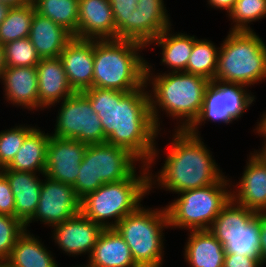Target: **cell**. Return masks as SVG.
<instances>
[{"mask_svg": "<svg viewBox=\"0 0 266 267\" xmlns=\"http://www.w3.org/2000/svg\"><path fill=\"white\" fill-rule=\"evenodd\" d=\"M82 93L101 120L106 143L127 149L153 169L162 155L156 140L165 130L161 133L153 121L146 84L129 93L95 87Z\"/></svg>", "mask_w": 266, "mask_h": 267, "instance_id": "6da1fadb", "label": "cell"}, {"mask_svg": "<svg viewBox=\"0 0 266 267\" xmlns=\"http://www.w3.org/2000/svg\"><path fill=\"white\" fill-rule=\"evenodd\" d=\"M168 132L171 137L163 166L156 174L149 169L150 194L154 188L178 194L215 184L225 176L201 136L187 130Z\"/></svg>", "mask_w": 266, "mask_h": 267, "instance_id": "7a4b0ae2", "label": "cell"}, {"mask_svg": "<svg viewBox=\"0 0 266 267\" xmlns=\"http://www.w3.org/2000/svg\"><path fill=\"white\" fill-rule=\"evenodd\" d=\"M153 65L147 60L145 84L156 127L161 132L164 130L161 119L164 114L176 121L173 130H187L200 114L204 93L211 81L186 72L156 73Z\"/></svg>", "mask_w": 266, "mask_h": 267, "instance_id": "3957f363", "label": "cell"}, {"mask_svg": "<svg viewBox=\"0 0 266 267\" xmlns=\"http://www.w3.org/2000/svg\"><path fill=\"white\" fill-rule=\"evenodd\" d=\"M145 49L143 44L131 40L94 39L92 87L127 93L141 88L147 65L141 52Z\"/></svg>", "mask_w": 266, "mask_h": 267, "instance_id": "277c9868", "label": "cell"}, {"mask_svg": "<svg viewBox=\"0 0 266 267\" xmlns=\"http://www.w3.org/2000/svg\"><path fill=\"white\" fill-rule=\"evenodd\" d=\"M149 175L143 164L130 178L103 184L81 200L80 212L104 229L114 228L149 196Z\"/></svg>", "mask_w": 266, "mask_h": 267, "instance_id": "5b68a950", "label": "cell"}, {"mask_svg": "<svg viewBox=\"0 0 266 267\" xmlns=\"http://www.w3.org/2000/svg\"><path fill=\"white\" fill-rule=\"evenodd\" d=\"M221 42L214 81L252 86L266 80V43L255 31H229Z\"/></svg>", "mask_w": 266, "mask_h": 267, "instance_id": "8992f818", "label": "cell"}, {"mask_svg": "<svg viewBox=\"0 0 266 267\" xmlns=\"http://www.w3.org/2000/svg\"><path fill=\"white\" fill-rule=\"evenodd\" d=\"M114 229L129 246L139 267H163L165 230L169 228L168 212L164 207L142 205L127 214Z\"/></svg>", "mask_w": 266, "mask_h": 267, "instance_id": "52a82bcc", "label": "cell"}, {"mask_svg": "<svg viewBox=\"0 0 266 267\" xmlns=\"http://www.w3.org/2000/svg\"><path fill=\"white\" fill-rule=\"evenodd\" d=\"M165 208L171 230H209L215 218L231 200L230 178L224 176L217 183L177 194ZM175 228V229H174Z\"/></svg>", "mask_w": 266, "mask_h": 267, "instance_id": "ba28073f", "label": "cell"}, {"mask_svg": "<svg viewBox=\"0 0 266 267\" xmlns=\"http://www.w3.org/2000/svg\"><path fill=\"white\" fill-rule=\"evenodd\" d=\"M143 163L127 149L108 143L87 146L76 182L72 185L82 200L105 183L130 178Z\"/></svg>", "mask_w": 266, "mask_h": 267, "instance_id": "9c48e42d", "label": "cell"}, {"mask_svg": "<svg viewBox=\"0 0 266 267\" xmlns=\"http://www.w3.org/2000/svg\"><path fill=\"white\" fill-rule=\"evenodd\" d=\"M248 88L238 83L210 82L204 93L200 114L187 131L201 136L199 129L208 122L230 125L242 119L243 113L250 110L257 99Z\"/></svg>", "mask_w": 266, "mask_h": 267, "instance_id": "30bf717a", "label": "cell"}, {"mask_svg": "<svg viewBox=\"0 0 266 267\" xmlns=\"http://www.w3.org/2000/svg\"><path fill=\"white\" fill-rule=\"evenodd\" d=\"M55 106L59 108L53 121L54 131L50 135L79 140L87 145L106 143L101 120L82 92H75L52 107Z\"/></svg>", "mask_w": 266, "mask_h": 267, "instance_id": "8fae6325", "label": "cell"}, {"mask_svg": "<svg viewBox=\"0 0 266 267\" xmlns=\"http://www.w3.org/2000/svg\"><path fill=\"white\" fill-rule=\"evenodd\" d=\"M39 203L34 217L25 225L37 222L50 228L74 217L81 210V200L72 185L42 176Z\"/></svg>", "mask_w": 266, "mask_h": 267, "instance_id": "7c38bea8", "label": "cell"}, {"mask_svg": "<svg viewBox=\"0 0 266 267\" xmlns=\"http://www.w3.org/2000/svg\"><path fill=\"white\" fill-rule=\"evenodd\" d=\"M51 230L52 242L65 255L74 258L87 255L88 258L104 228L79 212Z\"/></svg>", "mask_w": 266, "mask_h": 267, "instance_id": "4fadbf2b", "label": "cell"}, {"mask_svg": "<svg viewBox=\"0 0 266 267\" xmlns=\"http://www.w3.org/2000/svg\"><path fill=\"white\" fill-rule=\"evenodd\" d=\"M87 146L79 140L50 135L45 176L55 181L73 185L76 182Z\"/></svg>", "mask_w": 266, "mask_h": 267, "instance_id": "5bb4252c", "label": "cell"}, {"mask_svg": "<svg viewBox=\"0 0 266 267\" xmlns=\"http://www.w3.org/2000/svg\"><path fill=\"white\" fill-rule=\"evenodd\" d=\"M165 4L164 0H138L130 21H127V40L150 48V43L161 32L173 26Z\"/></svg>", "mask_w": 266, "mask_h": 267, "instance_id": "9a60e30c", "label": "cell"}, {"mask_svg": "<svg viewBox=\"0 0 266 267\" xmlns=\"http://www.w3.org/2000/svg\"><path fill=\"white\" fill-rule=\"evenodd\" d=\"M238 182H231L232 199L256 212L266 211V161L250 151Z\"/></svg>", "mask_w": 266, "mask_h": 267, "instance_id": "2e32d148", "label": "cell"}, {"mask_svg": "<svg viewBox=\"0 0 266 267\" xmlns=\"http://www.w3.org/2000/svg\"><path fill=\"white\" fill-rule=\"evenodd\" d=\"M3 87V98L5 101L20 107L23 111L27 109L31 113L41 112L38 107V78L36 66L32 67H6L0 78ZM34 110V111H33ZM33 111V112H32Z\"/></svg>", "mask_w": 266, "mask_h": 267, "instance_id": "e0dca14e", "label": "cell"}, {"mask_svg": "<svg viewBox=\"0 0 266 267\" xmlns=\"http://www.w3.org/2000/svg\"><path fill=\"white\" fill-rule=\"evenodd\" d=\"M68 82L75 92L92 88L94 65V39L73 37L61 52Z\"/></svg>", "mask_w": 266, "mask_h": 267, "instance_id": "ac0fdd59", "label": "cell"}, {"mask_svg": "<svg viewBox=\"0 0 266 267\" xmlns=\"http://www.w3.org/2000/svg\"><path fill=\"white\" fill-rule=\"evenodd\" d=\"M75 38L116 39V26L109 0H79Z\"/></svg>", "mask_w": 266, "mask_h": 267, "instance_id": "d6986e66", "label": "cell"}, {"mask_svg": "<svg viewBox=\"0 0 266 267\" xmlns=\"http://www.w3.org/2000/svg\"><path fill=\"white\" fill-rule=\"evenodd\" d=\"M37 69L38 107L43 111L68 98L75 91L68 82L60 57L41 58Z\"/></svg>", "mask_w": 266, "mask_h": 267, "instance_id": "ffe728a7", "label": "cell"}, {"mask_svg": "<svg viewBox=\"0 0 266 267\" xmlns=\"http://www.w3.org/2000/svg\"><path fill=\"white\" fill-rule=\"evenodd\" d=\"M3 169L5 178L7 179L14 195V217L25 226L34 217L36 212L43 181L41 176L45 174L19 172L9 170L6 167Z\"/></svg>", "mask_w": 266, "mask_h": 267, "instance_id": "44dd1931", "label": "cell"}, {"mask_svg": "<svg viewBox=\"0 0 266 267\" xmlns=\"http://www.w3.org/2000/svg\"><path fill=\"white\" fill-rule=\"evenodd\" d=\"M184 245L183 258L189 267H224L223 244L210 230H191Z\"/></svg>", "mask_w": 266, "mask_h": 267, "instance_id": "7402d4cb", "label": "cell"}, {"mask_svg": "<svg viewBox=\"0 0 266 267\" xmlns=\"http://www.w3.org/2000/svg\"><path fill=\"white\" fill-rule=\"evenodd\" d=\"M86 262L92 267H139L129 246L114 228L101 232Z\"/></svg>", "mask_w": 266, "mask_h": 267, "instance_id": "603a6c76", "label": "cell"}, {"mask_svg": "<svg viewBox=\"0 0 266 267\" xmlns=\"http://www.w3.org/2000/svg\"><path fill=\"white\" fill-rule=\"evenodd\" d=\"M28 38L40 58H56L60 57L73 35L63 26L35 12Z\"/></svg>", "mask_w": 266, "mask_h": 267, "instance_id": "cb8c5ba5", "label": "cell"}, {"mask_svg": "<svg viewBox=\"0 0 266 267\" xmlns=\"http://www.w3.org/2000/svg\"><path fill=\"white\" fill-rule=\"evenodd\" d=\"M196 39V35H189L182 31L176 32L170 26L161 32L150 45L160 47V64L165 69L167 68L165 72H185Z\"/></svg>", "mask_w": 266, "mask_h": 267, "instance_id": "d4e9b609", "label": "cell"}, {"mask_svg": "<svg viewBox=\"0 0 266 267\" xmlns=\"http://www.w3.org/2000/svg\"><path fill=\"white\" fill-rule=\"evenodd\" d=\"M30 231L27 229L18 237L6 261L13 267H60L53 251Z\"/></svg>", "mask_w": 266, "mask_h": 267, "instance_id": "484cf974", "label": "cell"}, {"mask_svg": "<svg viewBox=\"0 0 266 267\" xmlns=\"http://www.w3.org/2000/svg\"><path fill=\"white\" fill-rule=\"evenodd\" d=\"M50 133L38 125L26 136L21 148L6 167L19 172L44 173Z\"/></svg>", "mask_w": 266, "mask_h": 267, "instance_id": "4316f807", "label": "cell"}, {"mask_svg": "<svg viewBox=\"0 0 266 267\" xmlns=\"http://www.w3.org/2000/svg\"><path fill=\"white\" fill-rule=\"evenodd\" d=\"M255 213L256 211L238 204L231 198L209 230L224 245L231 236L245 228L255 217Z\"/></svg>", "mask_w": 266, "mask_h": 267, "instance_id": "83f0119b", "label": "cell"}, {"mask_svg": "<svg viewBox=\"0 0 266 267\" xmlns=\"http://www.w3.org/2000/svg\"><path fill=\"white\" fill-rule=\"evenodd\" d=\"M35 12L63 26L73 37L78 29L79 0H32Z\"/></svg>", "mask_w": 266, "mask_h": 267, "instance_id": "f1b7e54d", "label": "cell"}, {"mask_svg": "<svg viewBox=\"0 0 266 267\" xmlns=\"http://www.w3.org/2000/svg\"><path fill=\"white\" fill-rule=\"evenodd\" d=\"M220 47L210 39L197 38L185 72L214 81Z\"/></svg>", "mask_w": 266, "mask_h": 267, "instance_id": "f546056e", "label": "cell"}, {"mask_svg": "<svg viewBox=\"0 0 266 267\" xmlns=\"http://www.w3.org/2000/svg\"><path fill=\"white\" fill-rule=\"evenodd\" d=\"M35 13L32 3L21 7H11L0 24V44L5 45L17 39L29 37Z\"/></svg>", "mask_w": 266, "mask_h": 267, "instance_id": "4dcf8cb0", "label": "cell"}, {"mask_svg": "<svg viewBox=\"0 0 266 267\" xmlns=\"http://www.w3.org/2000/svg\"><path fill=\"white\" fill-rule=\"evenodd\" d=\"M226 17L231 20L229 31H254L253 22L266 18V0H236Z\"/></svg>", "mask_w": 266, "mask_h": 267, "instance_id": "1f68e13d", "label": "cell"}, {"mask_svg": "<svg viewBox=\"0 0 266 267\" xmlns=\"http://www.w3.org/2000/svg\"><path fill=\"white\" fill-rule=\"evenodd\" d=\"M225 253L260 257V228L254 217L240 232L231 236L223 245Z\"/></svg>", "mask_w": 266, "mask_h": 267, "instance_id": "d6a6232c", "label": "cell"}, {"mask_svg": "<svg viewBox=\"0 0 266 267\" xmlns=\"http://www.w3.org/2000/svg\"><path fill=\"white\" fill-rule=\"evenodd\" d=\"M32 124H16L10 129L0 131V168L7 167L19 149L26 136L36 127Z\"/></svg>", "mask_w": 266, "mask_h": 267, "instance_id": "836d02e7", "label": "cell"}, {"mask_svg": "<svg viewBox=\"0 0 266 267\" xmlns=\"http://www.w3.org/2000/svg\"><path fill=\"white\" fill-rule=\"evenodd\" d=\"M4 46L6 67L37 66L41 60L28 37L6 43Z\"/></svg>", "mask_w": 266, "mask_h": 267, "instance_id": "e575fe53", "label": "cell"}, {"mask_svg": "<svg viewBox=\"0 0 266 267\" xmlns=\"http://www.w3.org/2000/svg\"><path fill=\"white\" fill-rule=\"evenodd\" d=\"M25 226L15 217L0 214V258L6 260Z\"/></svg>", "mask_w": 266, "mask_h": 267, "instance_id": "d590c367", "label": "cell"}, {"mask_svg": "<svg viewBox=\"0 0 266 267\" xmlns=\"http://www.w3.org/2000/svg\"><path fill=\"white\" fill-rule=\"evenodd\" d=\"M116 26V39L127 40V21L136 9L138 0H109Z\"/></svg>", "mask_w": 266, "mask_h": 267, "instance_id": "8d00e7d4", "label": "cell"}, {"mask_svg": "<svg viewBox=\"0 0 266 267\" xmlns=\"http://www.w3.org/2000/svg\"><path fill=\"white\" fill-rule=\"evenodd\" d=\"M15 200L10 185L5 178L4 169L0 168V214L14 217Z\"/></svg>", "mask_w": 266, "mask_h": 267, "instance_id": "74e56055", "label": "cell"}, {"mask_svg": "<svg viewBox=\"0 0 266 267\" xmlns=\"http://www.w3.org/2000/svg\"><path fill=\"white\" fill-rule=\"evenodd\" d=\"M224 267H262L260 257L225 253Z\"/></svg>", "mask_w": 266, "mask_h": 267, "instance_id": "f35d334b", "label": "cell"}, {"mask_svg": "<svg viewBox=\"0 0 266 267\" xmlns=\"http://www.w3.org/2000/svg\"><path fill=\"white\" fill-rule=\"evenodd\" d=\"M255 218L258 221L260 228V260L262 267L266 264V211L256 212Z\"/></svg>", "mask_w": 266, "mask_h": 267, "instance_id": "ab89813d", "label": "cell"}, {"mask_svg": "<svg viewBox=\"0 0 266 267\" xmlns=\"http://www.w3.org/2000/svg\"><path fill=\"white\" fill-rule=\"evenodd\" d=\"M257 121L258 122H256L257 124L254 126L253 132L260 136V138L262 137L264 142H262V148H259L258 150L254 149V152H256L264 161H266V126L260 120Z\"/></svg>", "mask_w": 266, "mask_h": 267, "instance_id": "60d3db41", "label": "cell"}, {"mask_svg": "<svg viewBox=\"0 0 266 267\" xmlns=\"http://www.w3.org/2000/svg\"><path fill=\"white\" fill-rule=\"evenodd\" d=\"M236 0H207V4L209 7L221 10L229 13V11L233 8Z\"/></svg>", "mask_w": 266, "mask_h": 267, "instance_id": "b9f144b4", "label": "cell"}, {"mask_svg": "<svg viewBox=\"0 0 266 267\" xmlns=\"http://www.w3.org/2000/svg\"><path fill=\"white\" fill-rule=\"evenodd\" d=\"M0 2L8 4L10 7H21L32 3V0H0Z\"/></svg>", "mask_w": 266, "mask_h": 267, "instance_id": "7bdbcfd3", "label": "cell"}, {"mask_svg": "<svg viewBox=\"0 0 266 267\" xmlns=\"http://www.w3.org/2000/svg\"><path fill=\"white\" fill-rule=\"evenodd\" d=\"M10 9H11V7L8 4L0 2V24L6 18L8 11Z\"/></svg>", "mask_w": 266, "mask_h": 267, "instance_id": "ee69618b", "label": "cell"}, {"mask_svg": "<svg viewBox=\"0 0 266 267\" xmlns=\"http://www.w3.org/2000/svg\"><path fill=\"white\" fill-rule=\"evenodd\" d=\"M5 68L6 64H5L4 46L0 44V78Z\"/></svg>", "mask_w": 266, "mask_h": 267, "instance_id": "f6af8a7d", "label": "cell"}, {"mask_svg": "<svg viewBox=\"0 0 266 267\" xmlns=\"http://www.w3.org/2000/svg\"><path fill=\"white\" fill-rule=\"evenodd\" d=\"M260 117L259 120L266 126V111Z\"/></svg>", "mask_w": 266, "mask_h": 267, "instance_id": "bcb514c9", "label": "cell"}, {"mask_svg": "<svg viewBox=\"0 0 266 267\" xmlns=\"http://www.w3.org/2000/svg\"><path fill=\"white\" fill-rule=\"evenodd\" d=\"M73 265H74V264H72V266H70V267H92V266H90L87 262H86V264H83V265H82V264H81V265H80V264H79V265L77 264V265H75V266H73Z\"/></svg>", "mask_w": 266, "mask_h": 267, "instance_id": "7dc6e473", "label": "cell"}, {"mask_svg": "<svg viewBox=\"0 0 266 267\" xmlns=\"http://www.w3.org/2000/svg\"><path fill=\"white\" fill-rule=\"evenodd\" d=\"M1 267H13L7 261H5Z\"/></svg>", "mask_w": 266, "mask_h": 267, "instance_id": "c3c4849f", "label": "cell"}, {"mask_svg": "<svg viewBox=\"0 0 266 267\" xmlns=\"http://www.w3.org/2000/svg\"><path fill=\"white\" fill-rule=\"evenodd\" d=\"M6 260L0 258V267L2 266V264L5 262Z\"/></svg>", "mask_w": 266, "mask_h": 267, "instance_id": "681fc988", "label": "cell"}]
</instances>
